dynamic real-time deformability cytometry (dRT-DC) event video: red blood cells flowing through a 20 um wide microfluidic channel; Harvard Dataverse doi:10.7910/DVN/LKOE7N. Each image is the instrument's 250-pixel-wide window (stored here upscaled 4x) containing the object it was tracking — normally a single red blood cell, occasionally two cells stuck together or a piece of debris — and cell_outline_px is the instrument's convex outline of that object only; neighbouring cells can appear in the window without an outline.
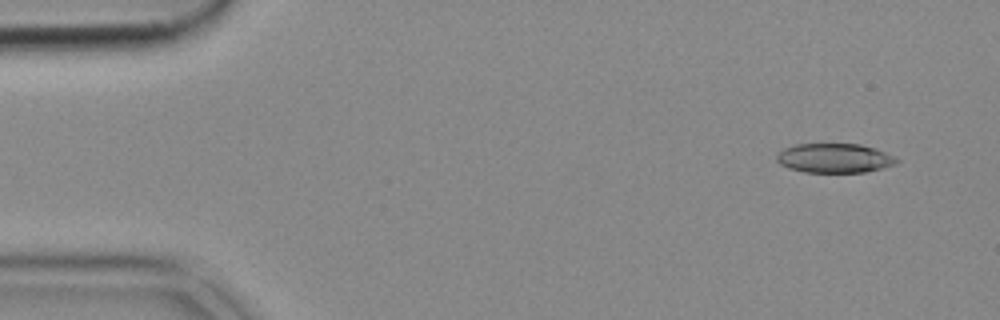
{"species": "common noctule bat (a hibernating species)", "species_latin": "Nyctalus noctula", "temperature_condition": "cold", "stored_images_in_passage": 51, "camera_frame_rate_fps": 3000, "um_per_image_px": 0.085, "animal": {"sex": "female", "body_mass_g": 18.4}, "frame": {"image": 1, "passage_image": 3, "time_ms": 0.667, "image_size_px": [1000, 320], "cell_outline_px": [[900, 160], [896, 164], [884, 168], [864, 172], [804, 172], [788, 168], [780, 164], [776, 160], [776, 156], [784, 148], [796, 144], [860, 144], [876, 148], [896, 156]], "centroid_in_image_um": [70.97, 13.44], "position_along_channel_um": 14.0, "area_um2": 20.69}}
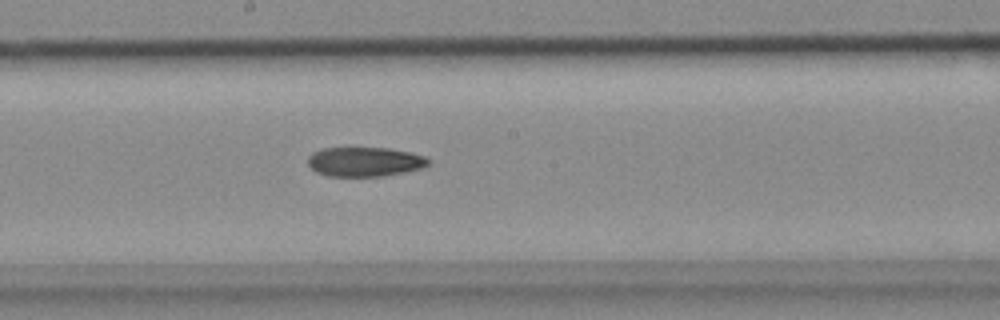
{"frame": {"image": 2, "passage_image": 27, "time_ms": 8.667, "image_size_px": [1000, 320], "cell_outline_px": [[432, 160], [428, 164], [420, 168], [404, 172], [384, 176], [328, 176], [316, 172], [308, 164], [308, 156], [312, 152], [324, 148], [388, 148], [412, 152], [424, 156]], "centroid_in_image_um": [31.0, 13.74], "position_along_channel_um": 217.2, "area_um2": 20.69}}
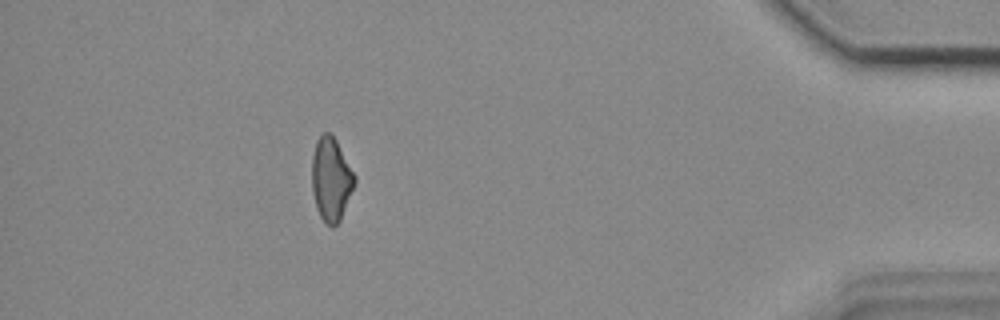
{"frame": {"image": 3, "passage_image": 46, "time_ms": 15.0, "image_size_px": [1000, 320], "cell_outline_px": [[356, 180], [340, 220], [332, 228], [320, 216], [316, 208], [312, 192], [312, 156], [316, 140], [324, 132], [332, 132], [356, 176]], "centroid_in_image_um": [28.13, 15.2], "position_along_channel_um": 407.1, "area_um2": 20.75}}